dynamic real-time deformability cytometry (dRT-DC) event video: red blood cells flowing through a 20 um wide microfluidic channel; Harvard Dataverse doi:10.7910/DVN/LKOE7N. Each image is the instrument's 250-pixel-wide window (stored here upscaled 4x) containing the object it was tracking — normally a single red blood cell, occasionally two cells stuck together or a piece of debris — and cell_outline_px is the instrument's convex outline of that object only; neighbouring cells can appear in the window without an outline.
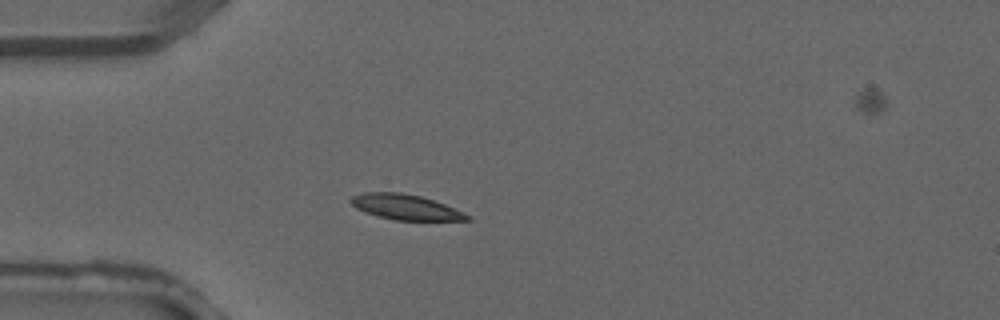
{"species": "common noctule bat (a hibernating species)", "species_latin": "Nyctalus noctula", "temperature_condition": "warm", "stored_images_in_passage": 3, "camera_frame_rate_fps": 3000, "um_per_image_px": 0.085, "animal": {"sex": "male", "forearm_length_mm": 52.5}, "frame": {"image": 1, "passage_image": 3, "time_ms": 0.667, "image_size_px": [1000, 320], "cell_outline_px": [[472, 220], [396, 220], [376, 216], [364, 212], [356, 208], [348, 200], [352, 196], [364, 192], [400, 192], [420, 196], [444, 204], [472, 216]], "centroid_in_image_um": [34.44, 17.6], "position_along_channel_um": 50.6, "area_um2": 17.11}}